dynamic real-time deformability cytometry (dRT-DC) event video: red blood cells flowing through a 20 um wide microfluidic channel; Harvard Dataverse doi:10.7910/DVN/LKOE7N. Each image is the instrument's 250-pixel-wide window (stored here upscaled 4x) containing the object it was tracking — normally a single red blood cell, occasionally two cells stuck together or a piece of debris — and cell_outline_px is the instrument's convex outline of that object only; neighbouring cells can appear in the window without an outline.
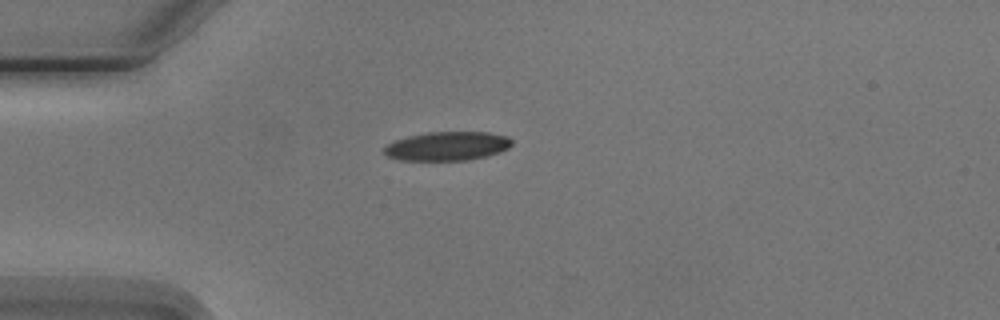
{"species": "Egyptian fruit bat (a non-hibernating species)", "species_latin": "Rousettus aegyptiacus", "temperature_condition": "cold", "stored_images_in_passage": 1, "camera_frame_rate_fps": 3000, "um_per_image_px": 0.085, "animal": {"sex": "male"}, "frame": {"image": 1, "passage_image": 1, "time_ms": 0.0, "image_size_px": [1000, 320], "cell_outline_px": [[512, 144], [508, 148], [500, 152], [468, 160], [400, 160], [388, 156], [384, 152], [384, 148], [388, 144], [396, 140], [408, 136], [428, 132], [488, 132], [508, 136], [512, 140]], "centroid_in_image_um": [38.04, 12.41], "position_along_channel_um": 47.0, "area_um2": 21.39}}